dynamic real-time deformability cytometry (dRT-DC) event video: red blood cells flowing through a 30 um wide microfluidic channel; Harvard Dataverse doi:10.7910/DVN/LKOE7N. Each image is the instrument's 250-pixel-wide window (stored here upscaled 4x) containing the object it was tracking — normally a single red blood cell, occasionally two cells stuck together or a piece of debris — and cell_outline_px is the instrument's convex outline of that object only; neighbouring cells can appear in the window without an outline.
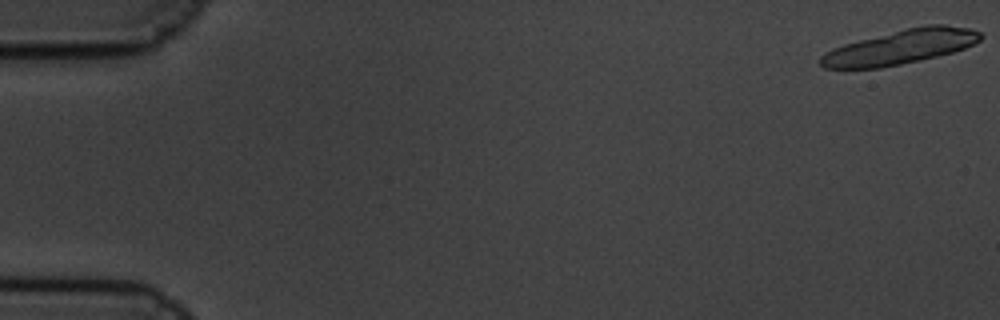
{"species": "common noctule bat (a hibernating species)", "species_latin": "Nyctalus noctula", "temperature_condition": "cold", "stored_images_in_passage": 22, "camera_frame_rate_fps": 3000, "um_per_image_px": 0.085, "animal": {"sex": "male", "body_mass_g": 19.5, "forearm_length_mm": 54.6}, "frame": {"image": 1, "passage_image": 1, "time_ms": 0.0, "image_size_px": [1000, 320], "cell_outline_px": [[984, 36], [980, 40], [964, 48], [952, 52], [920, 60], [880, 68], [824, 68], [820, 64], [820, 56], [844, 44], [924, 24], [944, 24], [968, 28], [980, 32]], "centroid_in_image_um": [76.58, 3.99], "position_along_channel_um": 8.4, "area_um2": 31.5}}